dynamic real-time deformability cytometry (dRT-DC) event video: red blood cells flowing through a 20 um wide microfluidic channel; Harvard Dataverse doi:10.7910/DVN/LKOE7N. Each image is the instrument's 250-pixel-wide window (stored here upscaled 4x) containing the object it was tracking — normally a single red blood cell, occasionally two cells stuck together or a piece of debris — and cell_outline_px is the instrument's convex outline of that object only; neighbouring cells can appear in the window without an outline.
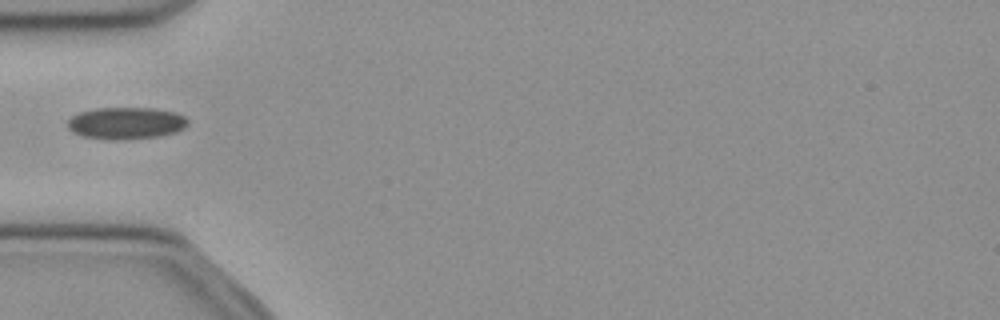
{"species": "common noctule bat (a hibernating species)", "species_latin": "Nyctalus noctula", "temperature_condition": "cold", "stored_images_in_passage": 36, "camera_frame_rate_fps": 3000, "um_per_image_px": 0.085, "animal": {"sex": "female", "body_mass_g": 21.9}, "frame": {"image": 1, "passage_image": 1, "time_ms": 0.0, "image_size_px": [1000, 320], "cell_outline_px": [[188, 124], [184, 128], [176, 132], [156, 136], [116, 140], [84, 136], [72, 132], [68, 128], [68, 120], [72, 116], [80, 112], [96, 108], [156, 108], [176, 112], [184, 116], [188, 120]], "centroid_in_image_um": [10.73, 10.45], "position_along_channel_um": 74.3, "area_um2": 22.25}}
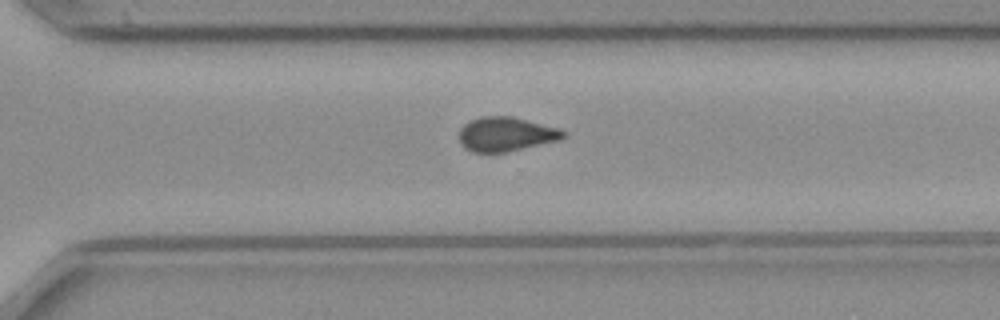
{"frame": {"image": 2, "passage_image": 20, "time_ms": 6.333, "image_size_px": [1000, 320], "cell_outline_px": [[564, 136], [560, 140], [508, 152], [472, 152], [464, 148], [460, 144], [460, 128], [464, 124], [480, 116], [512, 116], [560, 128], [564, 132]], "centroid_in_image_um": [43.0, 11.41], "position_along_channel_um": 327.6, "area_um2": 20.87}}
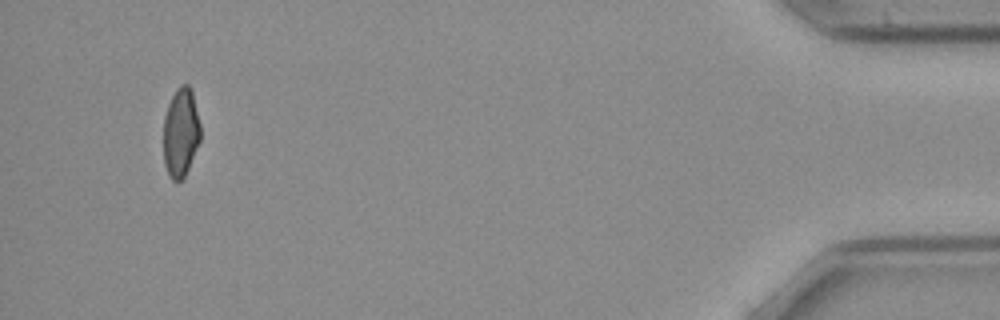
{"frame": {"image": 3, "passage_image": 33, "time_ms": 10.667, "image_size_px": [1000, 320], "cell_outline_px": [[200, 140], [188, 168], [184, 176], [180, 180], [172, 180], [164, 164], [164, 116], [168, 104], [176, 88], [180, 84], [188, 84], [192, 88], [200, 124]], "centroid_in_image_um": [15.37, 11.2], "position_along_channel_um": 419.8, "area_um2": 19.13}}